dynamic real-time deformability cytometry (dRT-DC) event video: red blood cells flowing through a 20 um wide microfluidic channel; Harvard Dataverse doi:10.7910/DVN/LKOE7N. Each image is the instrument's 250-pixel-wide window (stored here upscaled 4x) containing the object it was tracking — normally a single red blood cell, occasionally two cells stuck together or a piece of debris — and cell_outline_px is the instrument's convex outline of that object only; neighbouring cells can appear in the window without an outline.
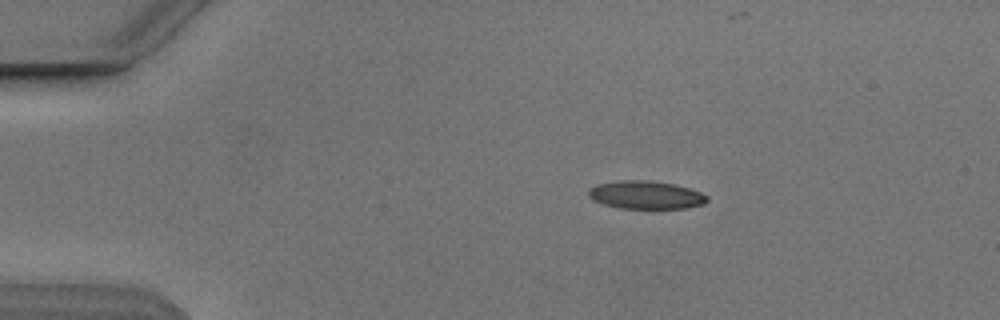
{"species": "Egyptian fruit bat (a non-hibernating species)", "species_latin": "Rousettus aegyptiacus", "temperature_condition": "cold", "stored_images_in_passage": 4, "camera_frame_rate_fps": 3000, "um_per_image_px": 0.085, "animal": {"sex": "male"}, "frame": {"image": 1, "passage_image": 1, "time_ms": 0.0, "image_size_px": [1000, 320], "cell_outline_px": [[708, 200], [704, 204], [688, 208], [616, 208], [592, 200], [588, 196], [588, 192], [596, 184], [624, 180], [648, 180], [672, 184], [688, 188], [700, 192], [708, 196]], "centroid_in_image_um": [54.89, 16.58], "position_along_channel_um": 30.1, "area_um2": 19.31}}
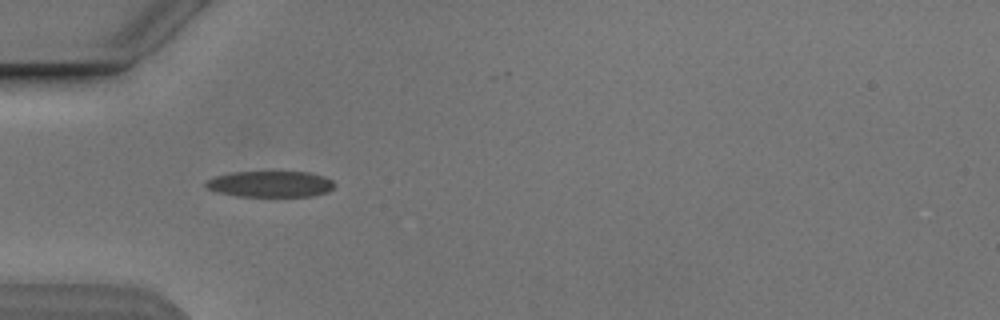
{"frame": {"image": 2, "passage_image": 3, "time_ms": 2.333, "image_size_px": [1000, 320], "cell_outline_px": [[332, 188], [328, 192], [312, 196], [236, 196], [216, 192], [208, 188], [204, 184], [208, 180], [216, 176], [236, 172], [308, 172], [324, 176], [332, 180]], "centroid_in_image_um": [22.98, 15.65], "position_along_channel_um": 62.0, "area_um2": 19.36}}
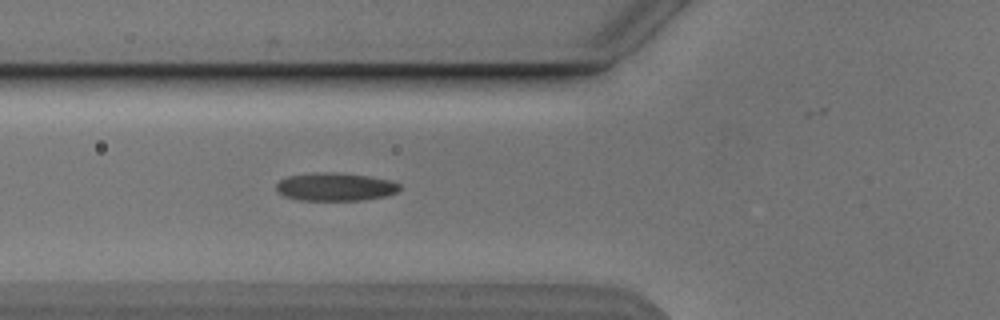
{"frame": {"image": 3, "passage_image": 4, "time_ms": 3.333, "image_size_px": [1000, 320], "cell_outline_px": [[400, 188], [396, 192], [388, 196], [364, 200], [296, 200], [284, 196], [276, 188], [276, 184], [280, 180], [288, 176], [316, 172], [332, 172], [368, 176], [388, 180], [400, 184]], "centroid_in_image_um": [28.49, 15.89], "position_along_channel_um": 97.3, "area_um2": 20.17}}